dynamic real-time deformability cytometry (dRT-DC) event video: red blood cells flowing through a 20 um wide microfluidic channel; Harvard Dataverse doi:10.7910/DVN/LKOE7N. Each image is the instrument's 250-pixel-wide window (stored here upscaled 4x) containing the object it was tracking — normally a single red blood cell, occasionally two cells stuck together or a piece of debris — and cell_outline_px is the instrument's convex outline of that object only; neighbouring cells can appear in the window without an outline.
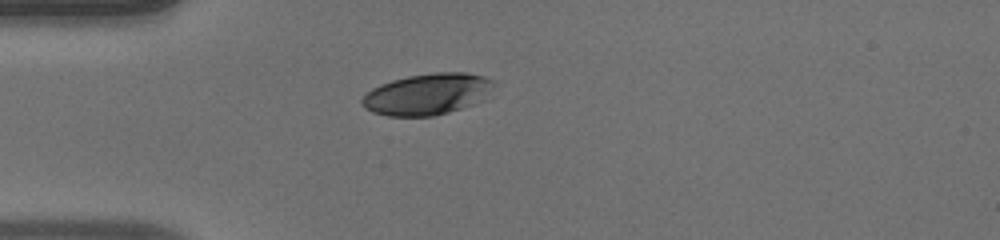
{"species": "human", "species_latin": "Homo sapiens", "temperature_condition": "warm", "stored_images_in_passage": 39, "camera_frame_rate_fps": 3000, "um_per_image_px": 0.085, "donor": {"sex": "male"}, "frame": {"image": 1, "passage_image": 1, "time_ms": 0.0, "image_size_px": [1000, 240], "cell_outline_px": [[492, 80], [484, 100], [476, 104], [448, 112], [432, 116], [388, 116], [372, 112], [364, 108], [360, 104], [360, 100], [364, 92], [380, 84], [392, 80], [408, 76], [436, 72], [464, 72], [484, 76]], "centroid_in_image_um": [36.24, 8.01], "position_along_channel_um": 48.8, "area_um2": 31.79}}
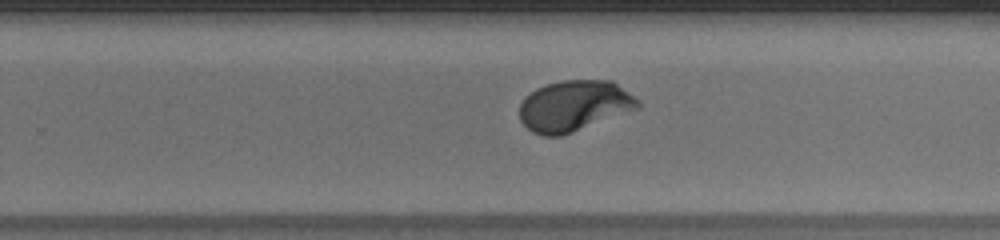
{"frame": {"image": 2, "passage_image": 20, "time_ms": 6.333, "image_size_px": [1000, 240], "cell_outline_px": [[640, 108], [572, 132], [560, 136], [544, 136], [532, 132], [520, 120], [520, 104], [524, 96], [536, 88], [560, 80], [612, 80], [640, 100]], "centroid_in_image_um": [48.8, 8.99], "position_along_channel_um": 281.0, "area_um2": 35.14}}
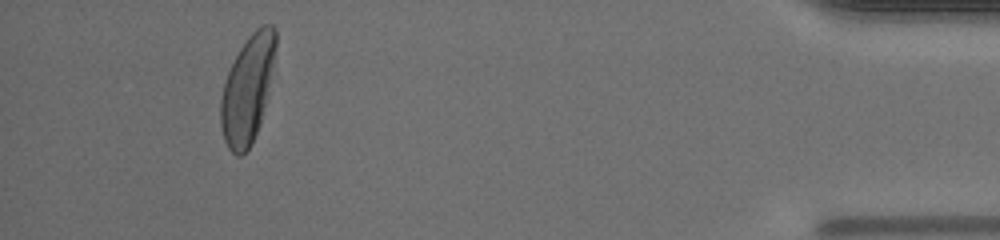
{"frame": {"image": 3, "passage_image": 35, "time_ms": 11.333, "image_size_px": [1000, 240], "cell_outline_px": [[276, 44], [260, 124], [252, 144], [240, 156], [236, 156], [228, 148], [224, 140], [220, 124], [220, 100], [224, 84], [228, 72], [240, 48], [248, 36], [260, 24], [272, 24], [276, 28]], "centroid_in_image_um": [21.01, 7.58], "position_along_channel_um": 414.2, "area_um2": 33.76}, "authors_computed_cell_mechanics": {"area_um2": 34.5644, "velocity_mm_per_s": 3.9258, "shape_relaxation_time_tau1_ms": 2.2239, "shape_relaxation_time_tau2_ms": null, "deformation_change_tau1": 0.165, "deformation_change_tau2": null}}